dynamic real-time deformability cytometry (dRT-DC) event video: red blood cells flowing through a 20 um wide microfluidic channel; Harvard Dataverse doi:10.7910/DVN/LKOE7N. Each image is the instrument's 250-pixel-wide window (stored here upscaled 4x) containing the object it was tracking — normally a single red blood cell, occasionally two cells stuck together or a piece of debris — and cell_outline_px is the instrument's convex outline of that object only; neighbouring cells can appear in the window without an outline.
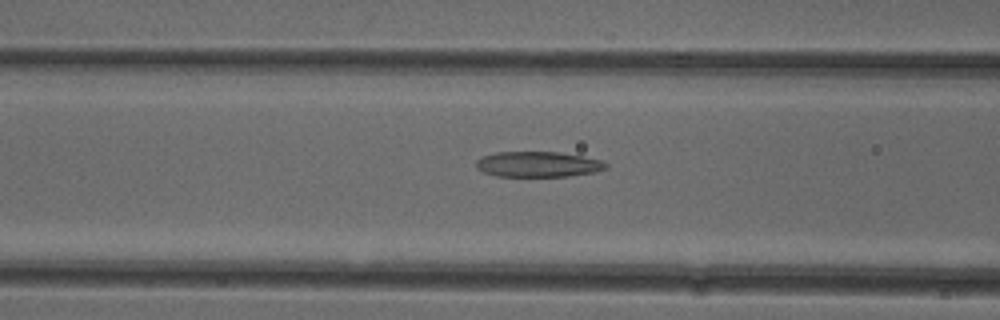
{"species": "common noctule bat (a hibernating species)", "species_latin": "Nyctalus noctula", "temperature_condition": "cold", "stored_images_in_passage": 38, "camera_frame_rate_fps": 3000, "um_per_image_px": 0.085, "animal": {"sex": "female"}, "frame": {"image": 1, "passage_image": 7, "time_ms": 2.0, "image_size_px": [1000, 320], "cell_outline_px": [[608, 168], [596, 172], [568, 176], [496, 176], [484, 172], [476, 168], [476, 160], [480, 156], [496, 152], [560, 152], [584, 156], [600, 160], [608, 164]], "centroid_in_image_um": [45.73, 13.96], "position_along_channel_um": 120.9, "area_um2": 19.42}}
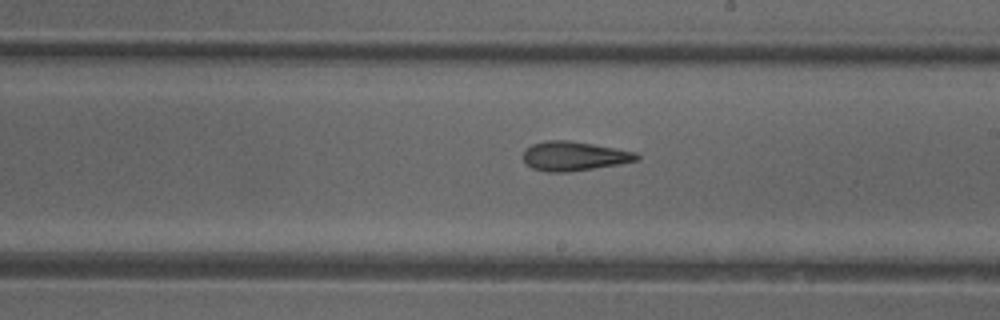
{"frame": {"image": 2, "passage_image": 16, "time_ms": 5.0, "image_size_px": [1000, 320], "cell_outline_px": [[640, 160], [620, 164], [568, 172], [548, 172], [532, 168], [524, 164], [524, 148], [532, 144], [544, 140], [568, 140], [592, 144], [636, 152], [640, 156]], "centroid_in_image_um": [48.77, 13.27], "position_along_channel_um": 240.2, "area_um2": 19.48}}
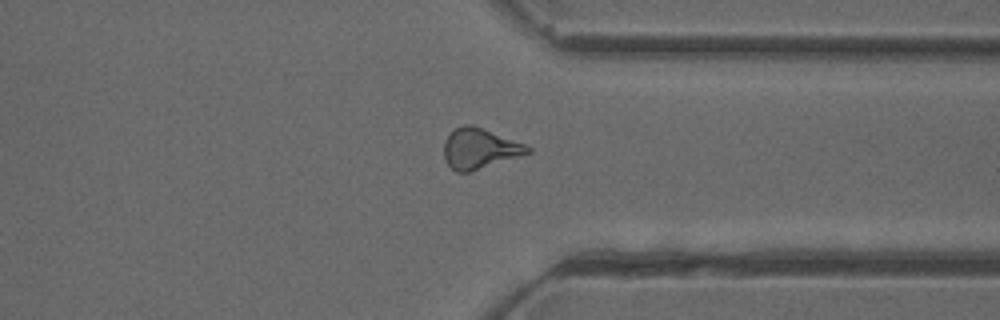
{"frame": {"image": 3, "passage_image": 26, "time_ms": 8.333, "image_size_px": [1000, 320], "cell_outline_px": [[532, 152], [468, 172], [456, 172], [448, 164], [444, 156], [444, 140], [452, 128], [464, 124], [472, 124], [524, 144], [532, 148]], "centroid_in_image_um": [40.72, 12.6], "position_along_channel_um": 370.7, "area_um2": 19.54}, "authors_computed_cell_mechanics": {"area_um2": 19.4208, "velocity_mm_per_s": 3.9672, "shape_relaxation_time_tau1_ms": null, "shape_relaxation_time_tau2_ms": 3.5157, "deformation_change_tau1": null, "deformation_change_tau2": 0.1482}}